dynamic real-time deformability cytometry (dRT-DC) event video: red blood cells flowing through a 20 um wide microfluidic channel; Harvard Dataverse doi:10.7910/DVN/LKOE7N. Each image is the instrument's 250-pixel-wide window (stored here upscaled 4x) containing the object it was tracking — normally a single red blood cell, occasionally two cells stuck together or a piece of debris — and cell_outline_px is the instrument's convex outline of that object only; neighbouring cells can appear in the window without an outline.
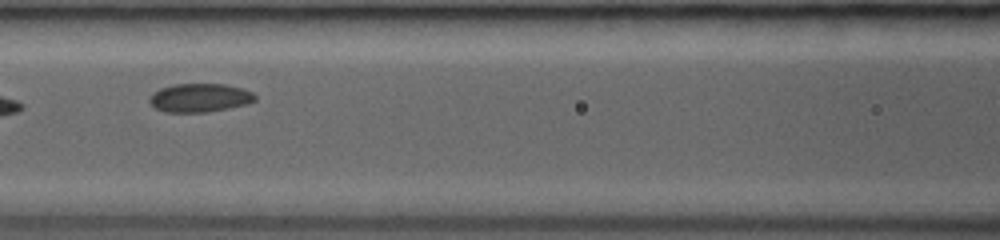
{"species": "common noctule bat (a hibernating species)", "species_latin": "Nyctalus noctula", "temperature_condition": "room temperature", "stored_images_in_passage": 15, "camera_frame_rate_fps": 3000, "um_per_image_px": 0.085, "animal": {"sex": "female", "body_mass_g": 19.0, "forearm_length_mm": 53.3}, "frame": {"image": 1, "passage_image": 5, "time_ms": 4.0, "image_size_px": [1000, 240], "cell_outline_px": [[256, 100], [244, 104], [228, 108], [208, 112], [164, 112], [156, 108], [148, 100], [160, 88], [172, 84], [224, 84], [244, 88], [252, 92], [256, 96]], "centroid_in_image_um": [17.0, 8.3], "position_along_channel_um": 149.6, "area_um2": 17.46}}
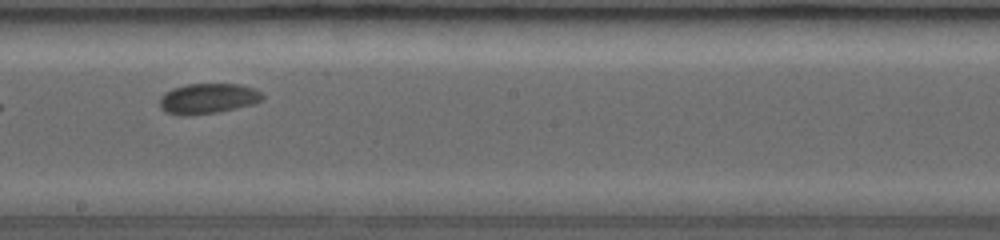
{"frame": {"image": 2, "passage_image": 7, "time_ms": 6.0, "image_size_px": [1000, 240], "cell_outline_px": [[264, 96], [256, 104], [220, 112], [188, 116], [184, 116], [164, 112], [160, 108], [160, 96], [164, 92], [172, 88], [188, 84], [240, 84], [252, 88], [260, 92]], "centroid_in_image_um": [17.64, 8.39], "position_along_channel_um": 230.6, "area_um2": 18.44}}
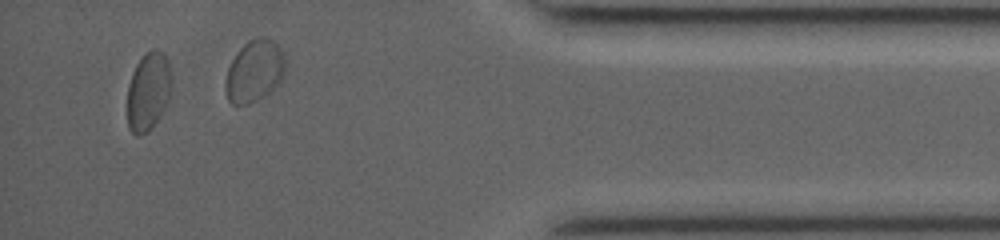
{"frame": {"image": 3, "passage_image": 13, "time_ms": 11.0, "image_size_px": [1000, 240], "cell_outline_px": [[172, 88], [168, 100], [164, 108], [148, 132], [140, 136], [136, 136], [128, 128], [128, 84], [132, 72], [136, 64], [144, 52], [152, 48], [156, 48], [164, 52], [168, 60]], "centroid_in_image_um": [12.6, 7.72], "position_along_channel_um": 422.6, "area_um2": 20.4}, "authors_computed_cell_mechanics": {"area_um2": 19.652, "velocity_mm_per_s": 4.1586, "shape_relaxation_time_tau1_ms": null, "shape_relaxation_time_tau2_ms": 2.1596, "deformation_change_tau1": null, "deformation_change_tau2": 0.0439}}